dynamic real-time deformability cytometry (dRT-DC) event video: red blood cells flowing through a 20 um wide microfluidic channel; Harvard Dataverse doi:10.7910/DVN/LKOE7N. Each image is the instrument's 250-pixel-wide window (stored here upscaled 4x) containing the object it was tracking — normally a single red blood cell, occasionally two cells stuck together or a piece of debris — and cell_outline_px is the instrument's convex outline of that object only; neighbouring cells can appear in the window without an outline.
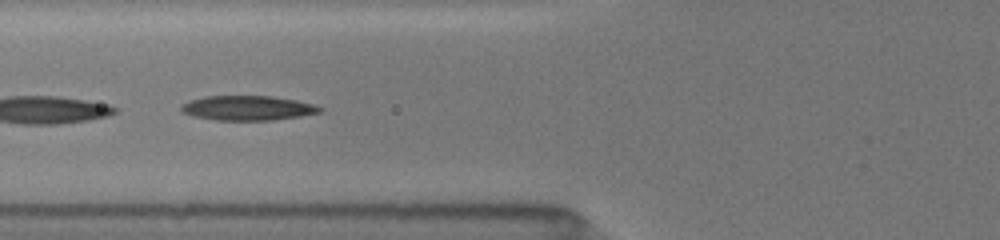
{"species": "common noctule bat (a hibernating species)", "species_latin": "Nyctalus noctula", "temperature_condition": "room temperature", "stored_images_in_passage": 40, "camera_frame_rate_fps": 3000, "um_per_image_px": 0.085, "animal": {"sex": "female", "body_mass_g": 19.5, "forearm_length_mm": 54.1}, "frame": {"image": 1, "passage_image": 21, "time_ms": 6.667, "image_size_px": [1000, 240], "cell_outline_px": [[324, 108], [320, 112], [300, 116], [272, 120], [216, 120], [192, 116], [180, 112], [180, 104], [188, 100], [204, 96], [272, 96], [296, 100], [312, 104]], "centroid_in_image_um": [20.98, 9.18], "position_along_channel_um": 104.8, "area_um2": 20.06}}
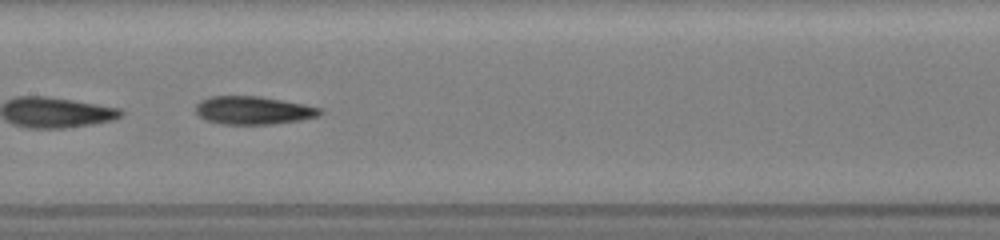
{"frame": {"image": 2, "passage_image": 27, "time_ms": 8.667, "image_size_px": [1000, 240], "cell_outline_px": [[324, 112], [320, 116], [300, 120], [272, 124], [224, 124], [204, 120], [196, 112], [196, 104], [200, 100], [212, 96], [260, 96], [304, 104], [320, 108]], "centroid_in_image_um": [21.54, 9.38], "position_along_channel_um": 185.9, "area_um2": 20.4}}